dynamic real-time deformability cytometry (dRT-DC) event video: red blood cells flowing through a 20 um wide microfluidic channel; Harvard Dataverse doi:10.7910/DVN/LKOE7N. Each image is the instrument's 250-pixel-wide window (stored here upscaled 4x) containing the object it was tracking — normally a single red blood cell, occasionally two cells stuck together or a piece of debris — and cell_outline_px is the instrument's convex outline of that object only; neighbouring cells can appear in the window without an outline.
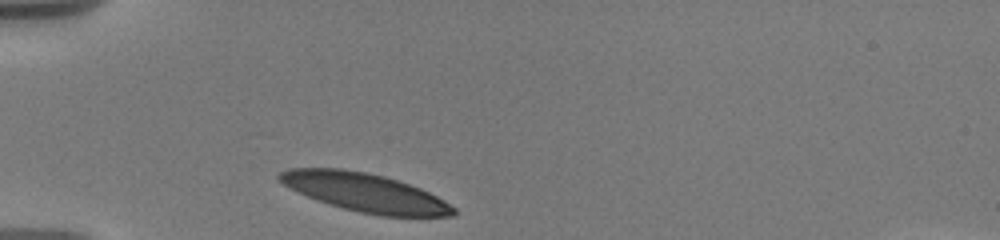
{"species": "human", "species_latin": "Homo sapiens", "temperature_condition": "warm", "stored_images_in_passage": 4, "camera_frame_rate_fps": 3000, "um_per_image_px": 0.085, "donor": {"sex": "male"}, "frame": {"image": 1, "passage_image": 1, "time_ms": 0.0, "image_size_px": [1000, 240], "cell_outline_px": [[456, 212], [452, 216], [380, 216], [360, 212], [328, 204], [316, 200], [284, 184], [276, 176], [280, 172], [288, 168], [340, 168], [368, 172], [384, 176], [420, 188], [444, 200], [456, 208]], "centroid_in_image_um": [31.03, 16.36], "position_along_channel_um": 54.0, "area_um2": 38.73}}